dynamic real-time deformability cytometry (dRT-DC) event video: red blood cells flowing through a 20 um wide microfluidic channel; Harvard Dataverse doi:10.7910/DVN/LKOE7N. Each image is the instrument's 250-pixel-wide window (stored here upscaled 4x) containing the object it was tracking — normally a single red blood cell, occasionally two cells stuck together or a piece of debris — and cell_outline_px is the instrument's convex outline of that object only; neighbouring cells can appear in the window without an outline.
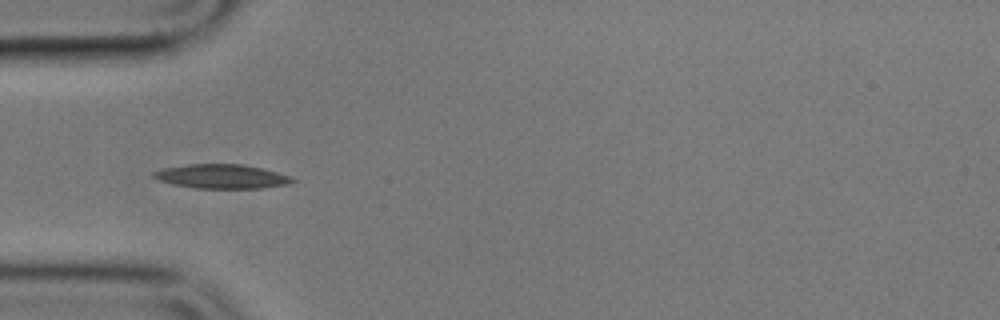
{"species": "common noctule bat (a hibernating species)", "species_latin": "Nyctalus noctula", "temperature_condition": "cold", "stored_images_in_passage": 4, "camera_frame_rate_fps": 3000, "um_per_image_px": 0.085, "animal": {"sex": "male", "body_mass_g": 17.9}, "frame": {"image": 1, "passage_image": 3, "time_ms": 2.333, "image_size_px": [1000, 320], "cell_outline_px": [[296, 180], [288, 184], [260, 188], [196, 188], [172, 184], [160, 180], [152, 176], [152, 172], [164, 168], [188, 164], [240, 164], [260, 168], [292, 176]], "centroid_in_image_um": [18.84, 14.99], "position_along_channel_um": 66.2, "area_um2": 19.36}}
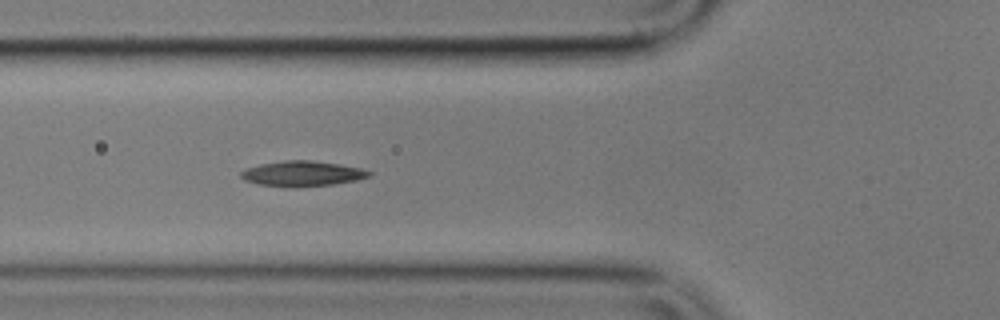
{"frame": {"image": 2, "passage_image": 4, "time_ms": 3.333, "image_size_px": [1000, 320], "cell_outline_px": [[372, 176], [356, 180], [332, 184], [296, 188], [256, 184], [244, 180], [240, 176], [240, 172], [248, 168], [260, 164], [284, 160], [312, 160], [340, 164], [360, 168], [372, 172]], "centroid_in_image_um": [25.69, 14.76], "position_along_channel_um": 100.1, "area_um2": 19.02}}